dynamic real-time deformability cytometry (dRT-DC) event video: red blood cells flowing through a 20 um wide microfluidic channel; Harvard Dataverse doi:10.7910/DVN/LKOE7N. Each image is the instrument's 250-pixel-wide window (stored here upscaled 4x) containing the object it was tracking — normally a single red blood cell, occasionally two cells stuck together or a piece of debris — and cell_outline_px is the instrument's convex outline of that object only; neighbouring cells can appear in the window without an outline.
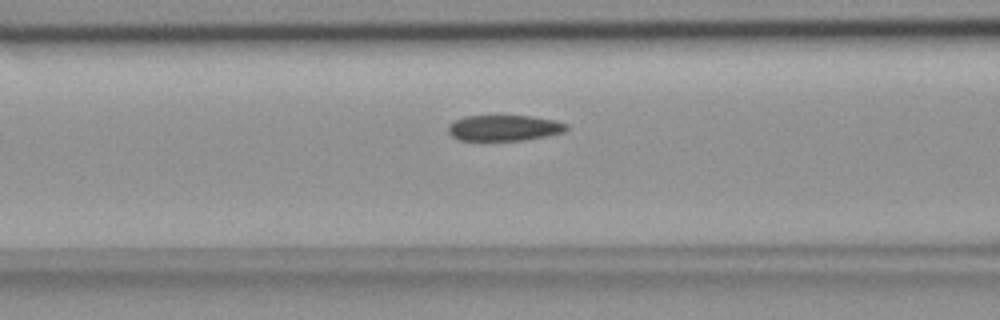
{"species": "common noctule bat (a hibernating species)", "species_latin": "Nyctalus noctula", "temperature_condition": "room temperature", "stored_images_in_passage": 37, "camera_frame_rate_fps": 3000, "um_per_image_px": 0.085, "animal": {"sex": "female", "body_mass_g": 18.4}, "frame": {"image": 1, "passage_image": 5, "time_ms": 1.333, "image_size_px": [1000, 320], "cell_outline_px": [[568, 128], [564, 132], [524, 140], [460, 140], [452, 136], [448, 132], [448, 124], [464, 116], [532, 116], [556, 120], [568, 124]], "centroid_in_image_um": [42.86, 10.87], "position_along_channel_um": 123.7, "area_um2": 17.74}}
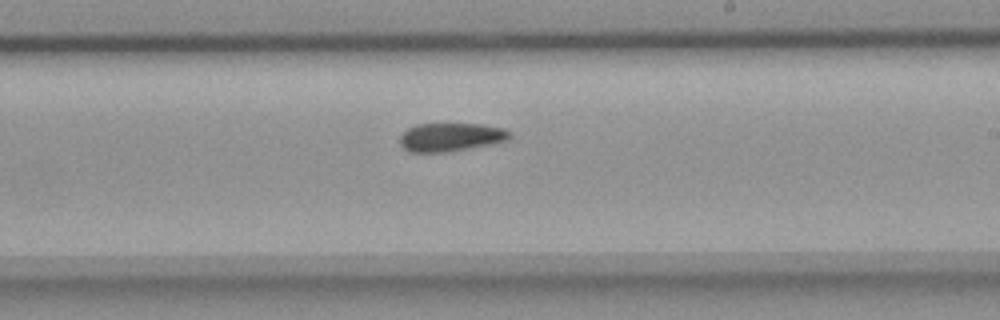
{"frame": {"image": 2, "passage_image": 15, "time_ms": 4.667, "image_size_px": [1000, 320], "cell_outline_px": [[512, 136], [508, 140], [448, 152], [408, 152], [400, 144], [400, 136], [408, 128], [416, 124], [484, 124], [504, 128], [512, 132]], "centroid_in_image_um": [38.32, 11.65], "position_along_channel_um": 250.7, "area_um2": 18.21}}
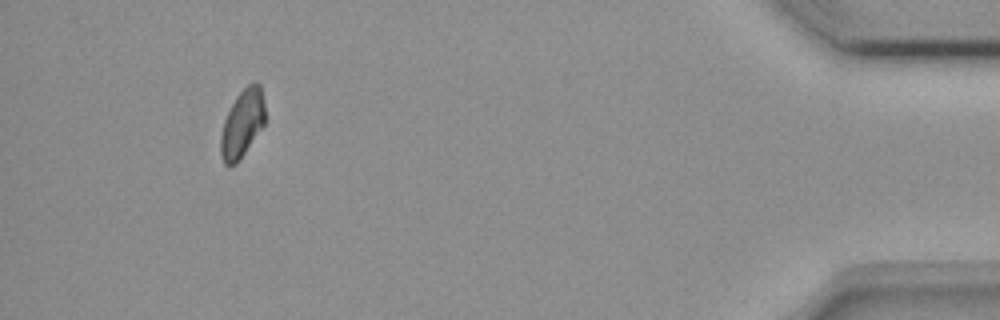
{"frame": {"image": 3, "passage_image": 33, "time_ms": 10.667, "image_size_px": [1000, 320], "cell_outline_px": [[264, 124], [236, 164], [224, 164], [220, 156], [220, 136], [224, 120], [236, 96], [252, 80], [256, 80], [260, 84], [264, 100]], "centroid_in_image_um": [20.58, 10.46], "position_along_channel_um": 414.6, "area_um2": 17.4}}